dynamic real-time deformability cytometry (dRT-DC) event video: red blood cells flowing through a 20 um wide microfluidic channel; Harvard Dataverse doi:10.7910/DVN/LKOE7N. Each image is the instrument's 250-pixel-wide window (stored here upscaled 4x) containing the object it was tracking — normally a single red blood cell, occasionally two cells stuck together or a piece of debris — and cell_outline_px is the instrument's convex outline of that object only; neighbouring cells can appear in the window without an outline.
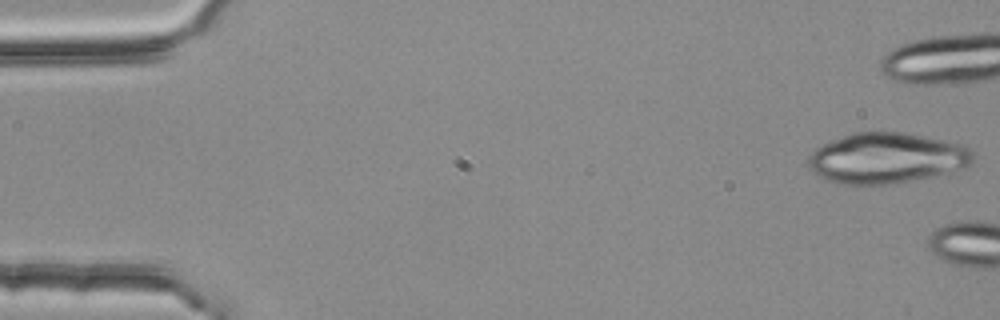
{"species": "common noctule bat (a hibernating species)", "species_latin": "Nyctalus noctula", "temperature_condition": "room temperature", "stored_images_in_passage": 5, "camera_frame_rate_fps": 3000, "um_per_image_px": 0.085, "animal": {"sex": "female", "body_mass_g": 25.1}, "frame": {"image": 1, "passage_image": 1, "time_ms": 0.0, "image_size_px": [1000, 320], "cell_outline_px": [[972, 160], [968, 164], [948, 172], [888, 184], [840, 184], [824, 180], [812, 172], [808, 168], [808, 156], [816, 148], [832, 140], [852, 132], [904, 132], [964, 144], [972, 152]], "centroid_in_image_um": [75.28, 13.42], "position_along_channel_um": 9.7, "area_um2": 48.09}}